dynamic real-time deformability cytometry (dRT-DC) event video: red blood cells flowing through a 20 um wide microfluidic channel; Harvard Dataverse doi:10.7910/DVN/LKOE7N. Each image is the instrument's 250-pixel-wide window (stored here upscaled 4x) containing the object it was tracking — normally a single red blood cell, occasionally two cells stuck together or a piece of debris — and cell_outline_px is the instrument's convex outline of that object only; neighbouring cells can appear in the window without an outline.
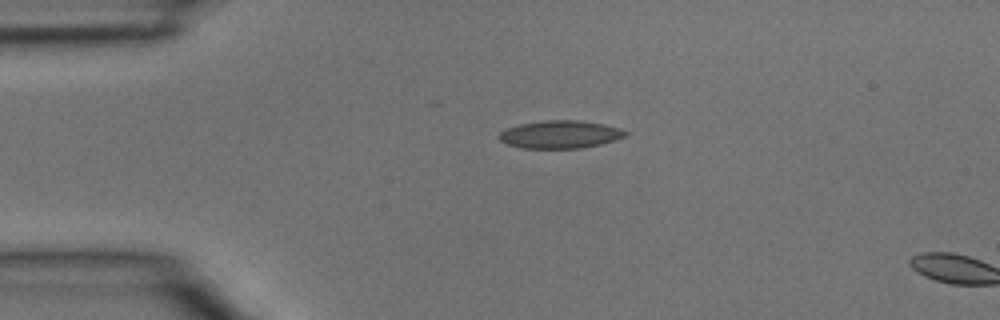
{"species": "common noctule bat (a hibernating species)", "species_latin": "Nyctalus noctula", "temperature_condition": "room temperature", "stored_images_in_passage": 3, "camera_frame_rate_fps": 3000, "um_per_image_px": 0.085, "animal": {"sex": "male", "body_mass_g": 15.6}, "frame": {"image": 1, "passage_image": 2, "time_ms": 0.333, "image_size_px": [1000, 320], "cell_outline_px": [[628, 136], [616, 140], [600, 144], [580, 148], [520, 148], [508, 144], [500, 140], [500, 132], [508, 128], [520, 124], [544, 120], [580, 120], [604, 124], [620, 128], [628, 132]], "centroid_in_image_um": [47.66, 11.42], "position_along_channel_um": 37.3, "area_um2": 20.46}}